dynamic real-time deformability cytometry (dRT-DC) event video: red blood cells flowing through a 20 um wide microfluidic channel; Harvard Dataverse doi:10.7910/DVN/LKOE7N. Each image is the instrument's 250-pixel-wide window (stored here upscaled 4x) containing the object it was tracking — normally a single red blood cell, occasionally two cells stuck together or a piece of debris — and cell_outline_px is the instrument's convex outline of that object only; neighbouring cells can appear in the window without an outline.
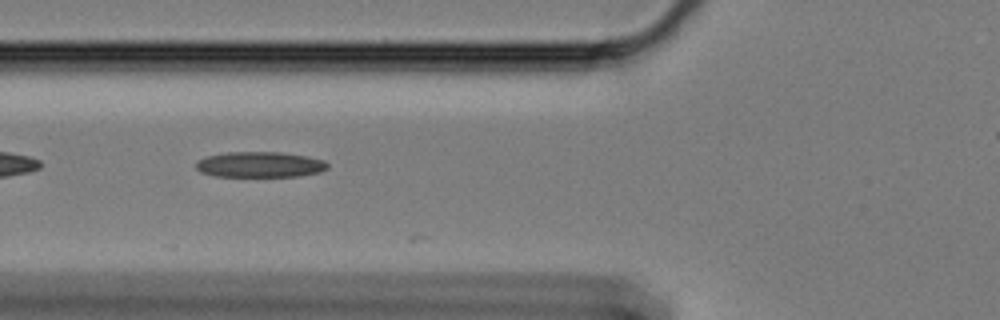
{"species": "Egyptian fruit bat (a non-hibernating species)", "species_latin": "Rousettus aegyptiacus", "temperature_condition": "cold", "stored_images_in_passage": 10, "camera_frame_rate_fps": 3000, "um_per_image_px": 0.085, "animal": {"sex": "female"}, "frame": {"image": 1, "passage_image": 4, "time_ms": 1.0, "image_size_px": [1000, 320], "cell_outline_px": [[328, 168], [320, 172], [300, 176], [216, 176], [200, 172], [196, 168], [196, 160], [204, 156], [228, 152], [280, 152], [308, 156], [324, 160], [328, 164]], "centroid_in_image_um": [22.08, 13.98], "position_along_channel_um": 103.7, "area_um2": 19.77}}
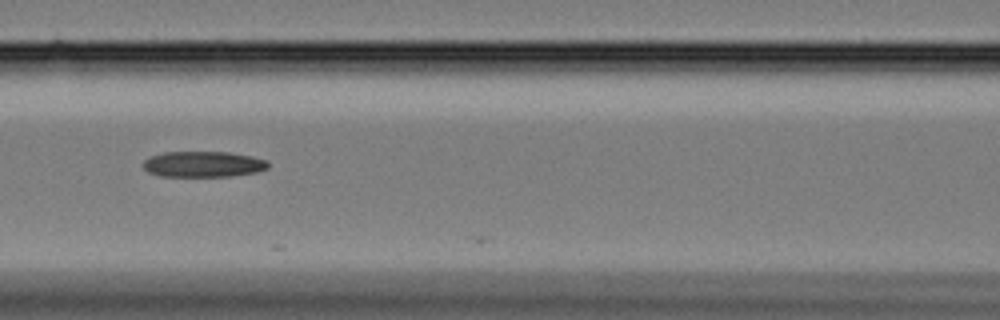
{"frame": {"image": 2, "passage_image": 8, "time_ms": 2.333, "image_size_px": [1000, 320], "cell_outline_px": [[268, 168], [256, 172], [232, 176], [160, 176], [148, 172], [144, 168], [144, 160], [152, 156], [164, 152], [228, 152], [252, 156], [268, 160]], "centroid_in_image_um": [17.3, 13.95], "position_along_channel_um": 149.3, "area_um2": 18.73}}